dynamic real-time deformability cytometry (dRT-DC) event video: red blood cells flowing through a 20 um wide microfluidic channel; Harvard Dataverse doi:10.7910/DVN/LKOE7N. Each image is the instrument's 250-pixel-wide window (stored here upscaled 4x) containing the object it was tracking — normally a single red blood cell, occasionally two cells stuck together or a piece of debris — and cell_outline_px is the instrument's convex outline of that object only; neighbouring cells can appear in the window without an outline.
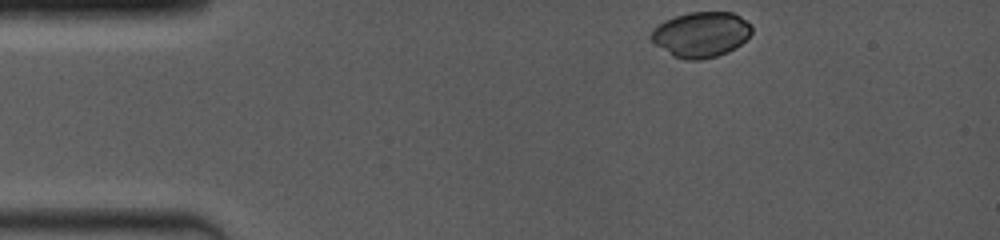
{"species": "common noctule bat (a hibernating species)", "species_latin": "Nyctalus noctula", "temperature_condition": "room temperature", "stored_images_in_passage": 31, "camera_frame_rate_fps": 4000, "um_per_image_px": 0.085, "animal": {"sex": "female", "body_mass_g": 19.0, "forearm_length_mm": 53.3}, "frame": {"image": 1, "passage_image": 1, "time_ms": 0.0, "image_size_px": [1000, 240], "cell_outline_px": [[752, 32], [740, 44], [728, 52], [716, 56], [700, 60], [688, 60], [672, 56], [656, 44], [648, 36], [652, 28], [664, 20], [688, 12], [732, 12], [740, 16], [752, 24]], "centroid_in_image_um": [59.57, 2.92], "position_along_channel_um": 25.4, "area_um2": 26.7}}
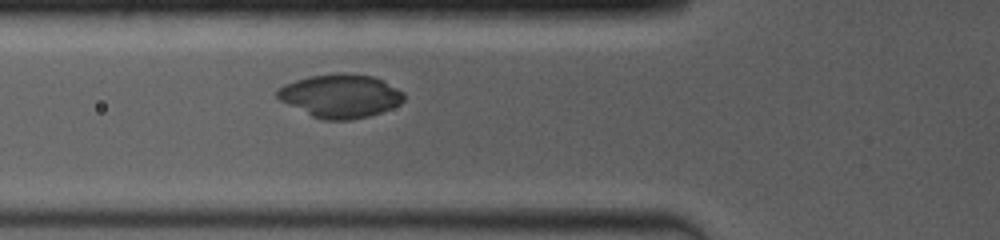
{"frame": {"image": 2, "passage_image": 18, "time_ms": 3.5, "image_size_px": [1000, 240], "cell_outline_px": [[404, 100], [400, 104], [380, 112], [368, 116], [352, 120], [324, 120], [312, 116], [280, 100], [276, 96], [276, 88], [284, 84], [308, 76], [336, 72], [340, 72], [372, 76], [404, 92]], "centroid_in_image_um": [28.9, 8.14], "position_along_channel_um": 96.9, "area_um2": 31.96}}
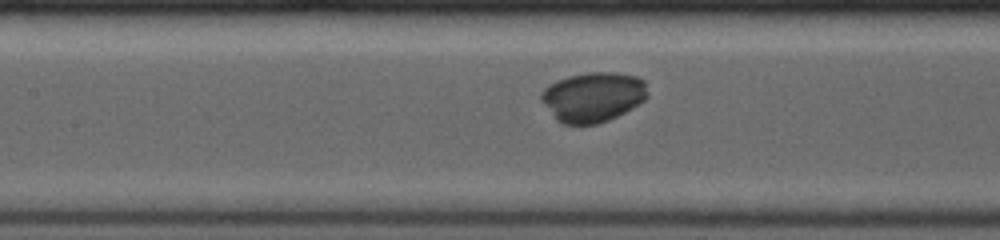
{"frame": {"image": 3, "passage_image": 26, "time_ms": 5.0, "image_size_px": [1000, 240], "cell_outline_px": [[648, 96], [644, 100], [632, 108], [608, 120], [596, 124], [560, 124], [556, 120], [540, 100], [540, 92], [548, 84], [556, 80], [568, 76], [588, 72], [616, 72], [636, 76], [644, 80]], "centroid_in_image_um": [50.37, 8.23], "position_along_channel_um": 157.0, "area_um2": 31.1}}